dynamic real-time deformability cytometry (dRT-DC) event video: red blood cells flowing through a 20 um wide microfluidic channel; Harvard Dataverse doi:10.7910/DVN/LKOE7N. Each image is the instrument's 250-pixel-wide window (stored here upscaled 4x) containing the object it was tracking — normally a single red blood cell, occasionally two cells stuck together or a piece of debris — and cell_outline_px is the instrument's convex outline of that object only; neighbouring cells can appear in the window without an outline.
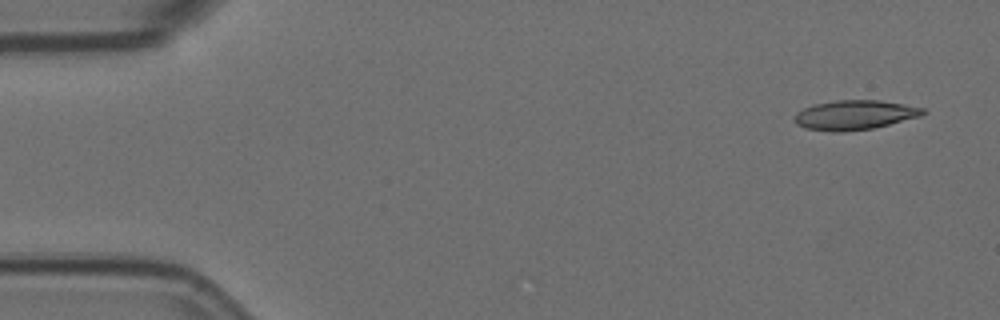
{"species": "Egyptian fruit bat (a non-hibernating species)", "species_latin": "Rousettus aegyptiacus", "temperature_condition": "room temperature", "stored_images_in_passage": 6, "camera_frame_rate_fps": 3000, "um_per_image_px": 0.085, "animal": {"sex": "female"}, "frame": {"image": 1, "passage_image": 1, "time_ms": 0.0, "image_size_px": [1000, 320], "cell_outline_px": [[928, 112], [920, 116], [872, 128], [844, 132], [832, 132], [804, 128], [796, 124], [796, 112], [804, 108], [816, 104], [836, 100], [880, 100], [904, 104], [924, 108]], "centroid_in_image_um": [72.65, 9.77], "position_along_channel_um": 12.3, "area_um2": 21.96}}
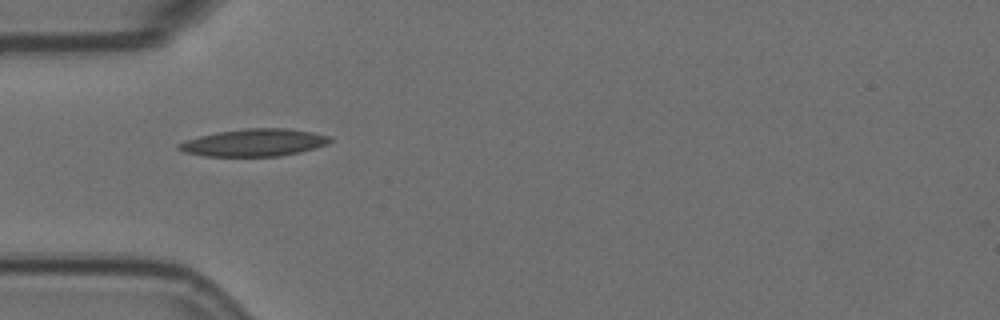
{"frame": {"image": 2, "passage_image": 5, "time_ms": 1.333, "image_size_px": [1000, 320], "cell_outline_px": [[332, 140], [328, 144], [316, 148], [300, 152], [280, 156], [204, 156], [184, 152], [176, 148], [176, 144], [200, 136], [220, 132], [248, 128], [284, 128], [312, 132], [328, 136]], "centroid_in_image_um": [21.61, 12.13], "position_along_channel_um": 63.4, "area_um2": 23.93}}
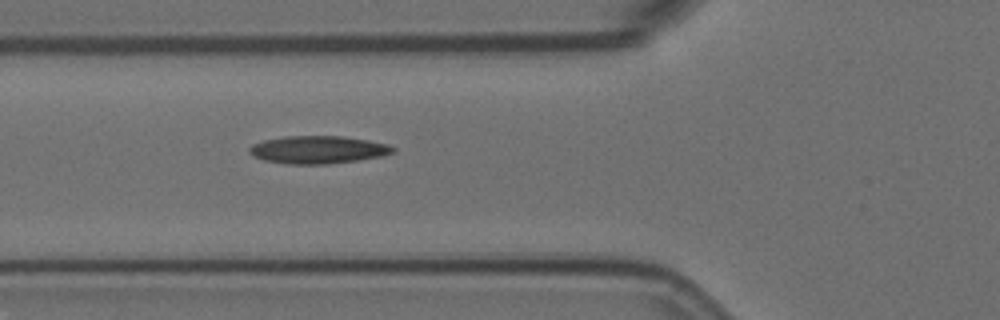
{"frame": {"image": 3, "passage_image": 6, "time_ms": 1.667, "image_size_px": [1000, 320], "cell_outline_px": [[396, 152], [380, 156], [356, 160], [328, 164], [288, 164], [264, 160], [252, 156], [248, 152], [248, 148], [252, 144], [264, 140], [284, 136], [344, 136], [368, 140], [388, 144], [396, 148]], "centroid_in_image_um": [27.01, 12.72], "position_along_channel_um": 98.8, "area_um2": 23.29}}